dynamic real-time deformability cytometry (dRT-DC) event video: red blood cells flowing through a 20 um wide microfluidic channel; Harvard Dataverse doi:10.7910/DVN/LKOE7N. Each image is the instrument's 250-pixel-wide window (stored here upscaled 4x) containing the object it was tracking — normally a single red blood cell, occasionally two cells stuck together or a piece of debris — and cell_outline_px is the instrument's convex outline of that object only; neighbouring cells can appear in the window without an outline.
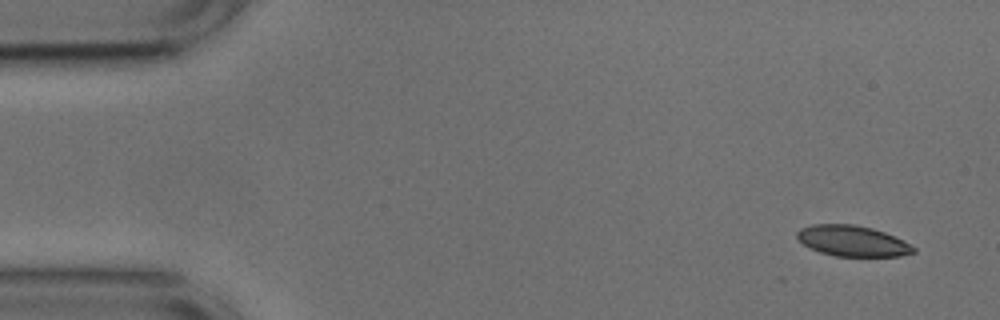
{"species": "common noctule bat (a hibernating species)", "species_latin": "Nyctalus noctula", "temperature_condition": "cold", "stored_images_in_passage": 5, "camera_frame_rate_fps": 3000, "um_per_image_px": 0.085, "animal": {"sex": "male", "body_mass_g": 17.9, "forearm_length_mm": 54.2}, "frame": {"image": 1, "passage_image": 1, "time_ms": 0.0, "image_size_px": [1000, 320], "cell_outline_px": [[916, 252], [900, 256], [836, 256], [820, 252], [804, 244], [796, 236], [796, 232], [800, 228], [812, 224], [856, 224], [872, 228], [884, 232], [916, 248]], "centroid_in_image_um": [72.43, 20.47], "position_along_channel_um": 12.6, "area_um2": 20.63}}